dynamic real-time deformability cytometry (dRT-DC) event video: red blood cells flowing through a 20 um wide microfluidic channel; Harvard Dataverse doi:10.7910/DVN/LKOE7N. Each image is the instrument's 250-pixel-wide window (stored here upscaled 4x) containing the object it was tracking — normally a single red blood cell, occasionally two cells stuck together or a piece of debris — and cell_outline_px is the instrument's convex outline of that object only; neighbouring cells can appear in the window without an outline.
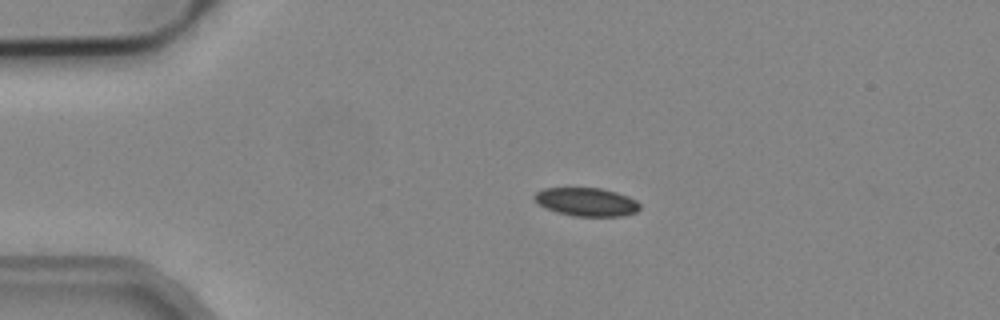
{"species": "common noctule bat (a hibernating species)", "species_latin": "Nyctalus noctula", "temperature_condition": "cold", "stored_images_in_passage": 2, "camera_frame_rate_fps": 3000, "um_per_image_px": 0.085, "animal": {"sex": "male", "body_mass_g": 19.2, "forearm_length_mm": 51.8}, "frame": {"image": 1, "passage_image": 1, "time_ms": 0.0, "image_size_px": [1000, 320], "cell_outline_px": [[640, 208], [636, 212], [624, 216], [576, 216], [556, 212], [544, 208], [532, 196], [536, 192], [544, 188], [600, 188], [616, 192], [628, 196], [636, 200], [640, 204]], "centroid_in_image_um": [49.86, 17.16], "position_along_channel_um": 35.1, "area_um2": 17.46}}